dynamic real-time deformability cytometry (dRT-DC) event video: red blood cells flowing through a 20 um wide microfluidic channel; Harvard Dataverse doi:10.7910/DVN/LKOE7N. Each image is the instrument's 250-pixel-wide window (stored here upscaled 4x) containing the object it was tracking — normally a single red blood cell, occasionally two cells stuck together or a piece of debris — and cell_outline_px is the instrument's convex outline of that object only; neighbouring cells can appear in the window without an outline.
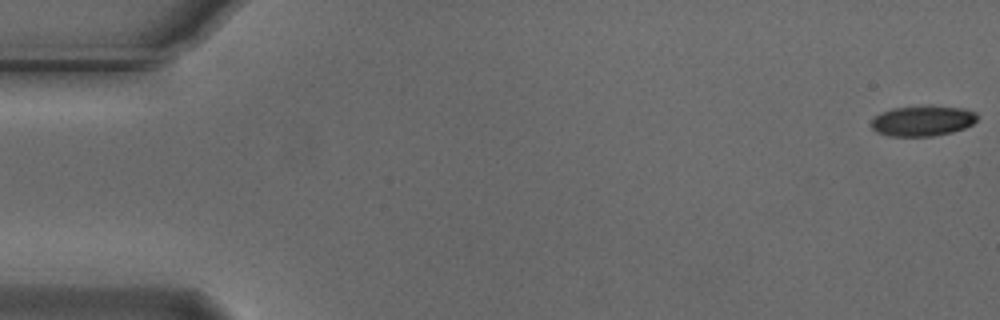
{"species": "Egyptian fruit bat (a non-hibernating species)", "species_latin": "Rousettus aegyptiacus", "temperature_condition": "cold", "stored_images_in_passage": 19, "camera_frame_rate_fps": 3000, "um_per_image_px": 0.085, "animal": {"sex": "male"}, "frame": {"image": 1, "passage_image": 1, "time_ms": 0.0, "image_size_px": [1000, 320], "cell_outline_px": [[976, 120], [972, 124], [964, 128], [952, 132], [932, 136], [888, 136], [876, 132], [872, 128], [872, 120], [876, 116], [892, 108], [928, 104], [964, 108], [976, 112]], "centroid_in_image_um": [78.43, 10.25], "position_along_channel_um": 6.6, "area_um2": 19.02}}
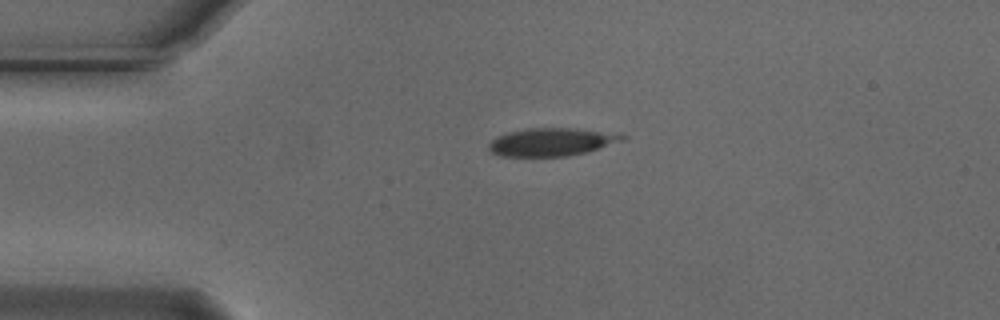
{"frame": {"image": 2, "passage_image": 13, "time_ms": 4.0, "image_size_px": [1000, 320], "cell_outline_px": [[628, 136], [624, 140], [584, 152], [568, 156], [500, 156], [492, 152], [488, 148], [488, 144], [496, 136], [508, 132], [528, 128], [572, 128]], "centroid_in_image_um": [46.79, 12.07], "position_along_channel_um": 38.2, "area_um2": 21.27}}
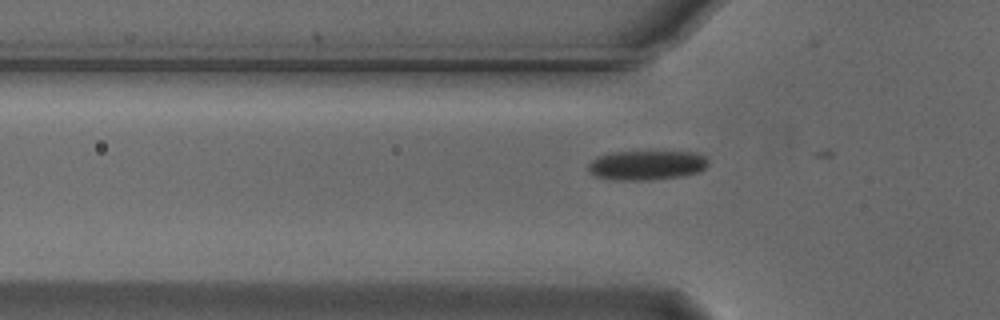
{"frame": {"image": 3, "passage_image": 18, "time_ms": 5.667, "image_size_px": [1000, 320], "cell_outline_px": [[708, 164], [700, 172], [684, 176], [652, 180], [616, 180], [596, 176], [588, 172], [588, 164], [596, 156], [608, 152], [692, 152], [704, 156], [708, 160]], "centroid_in_image_um": [54.94, 14.05], "position_along_channel_um": 70.9, "area_um2": 20.81}}